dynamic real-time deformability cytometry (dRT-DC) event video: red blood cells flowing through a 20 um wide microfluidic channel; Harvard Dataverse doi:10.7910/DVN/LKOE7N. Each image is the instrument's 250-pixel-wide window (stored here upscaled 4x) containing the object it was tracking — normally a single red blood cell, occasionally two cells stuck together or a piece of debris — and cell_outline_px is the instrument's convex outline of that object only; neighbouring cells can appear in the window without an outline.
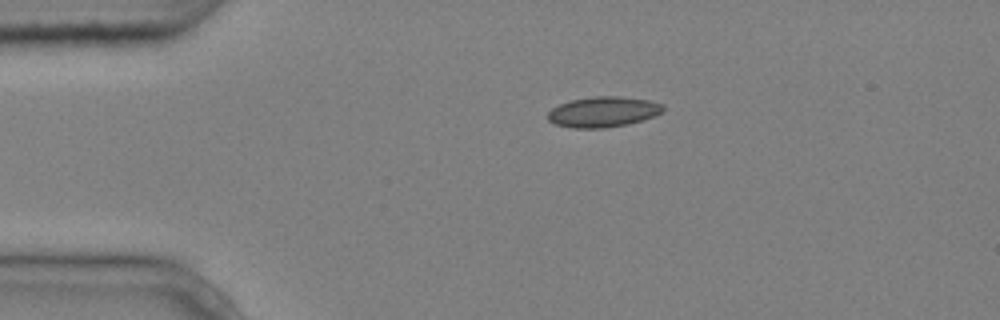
{"species": "common noctule bat (a hibernating species)", "species_latin": "Nyctalus noctula", "temperature_condition": "cold", "stored_images_in_passage": 2, "camera_frame_rate_fps": 3000, "um_per_image_px": 0.085, "animal": {"sex": "male", "body_mass_g": 20.4}, "frame": {"image": 1, "passage_image": 1, "time_ms": 0.0, "image_size_px": [1000, 320], "cell_outline_px": [[664, 112], [628, 124], [604, 128], [572, 128], [556, 124], [548, 120], [548, 112], [552, 108], [560, 104], [572, 100], [596, 96], [616, 96], [648, 100], [664, 104]], "centroid_in_image_um": [51.27, 9.51], "position_along_channel_um": 33.7, "area_um2": 20.29}}